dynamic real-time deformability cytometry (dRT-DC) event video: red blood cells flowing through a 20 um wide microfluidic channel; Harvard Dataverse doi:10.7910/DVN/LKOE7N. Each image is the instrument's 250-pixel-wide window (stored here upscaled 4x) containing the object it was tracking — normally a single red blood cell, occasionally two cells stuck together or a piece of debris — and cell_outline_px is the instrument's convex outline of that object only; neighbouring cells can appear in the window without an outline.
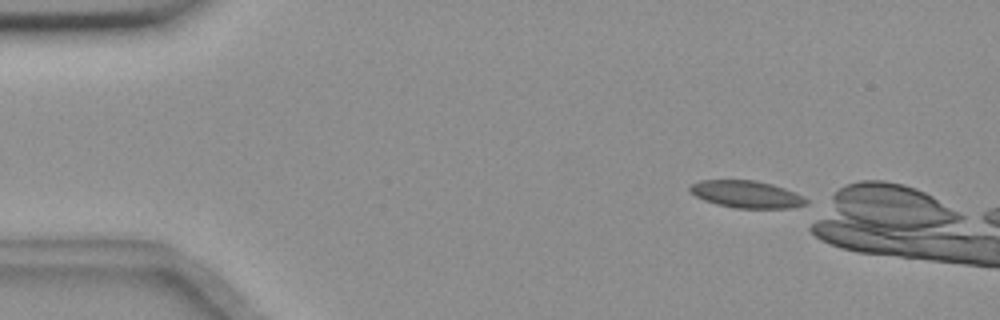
{"species": "common noctule bat (a hibernating species)", "species_latin": "Nyctalus noctula", "temperature_condition": "room temperature", "stored_images_in_passage": 45, "camera_frame_rate_fps": 3000, "um_per_image_px": 0.085, "animal": {"sex": "female", "body_mass_g": 18.4}, "frame": {"image": 1, "passage_image": 2, "time_ms": 0.333, "image_size_px": [1000, 320], "cell_outline_px": [[808, 204], [792, 208], [736, 208], [716, 204], [704, 200], [688, 192], [688, 188], [692, 184], [700, 180], [756, 180], [772, 184], [784, 188], [804, 196], [808, 200]], "centroid_in_image_um": [63.45, 16.51], "position_along_channel_um": 21.5, "area_um2": 18.55}}
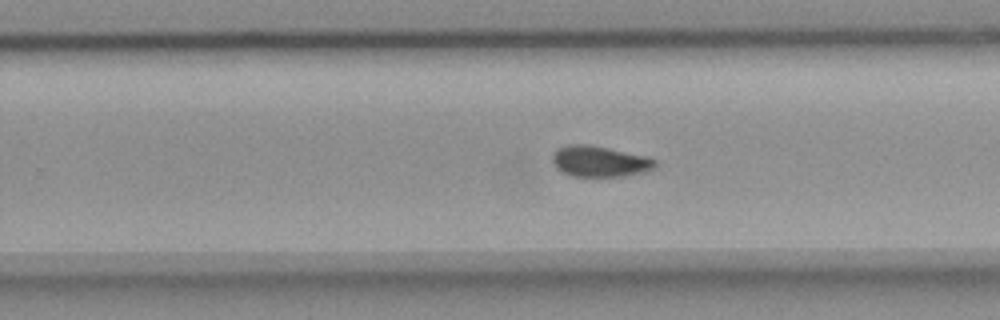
{"frame": {"image": 2, "passage_image": 30, "time_ms": 9.667, "image_size_px": [1000, 320], "cell_outline_px": [[656, 168], [644, 172], [624, 176], [572, 176], [556, 168], [552, 160], [552, 156], [556, 148], [568, 144], [588, 144], [648, 156], [656, 160]], "centroid_in_image_um": [50.98, 13.71], "position_along_channel_um": 278.8, "area_um2": 18.61}}
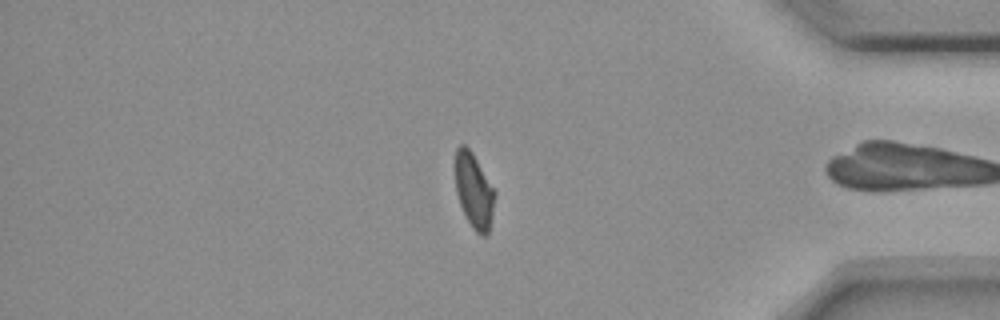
{"frame": {"image": 3, "passage_image": 42, "time_ms": 13.667, "image_size_px": [1000, 320], "cell_outline_px": [[496, 196], [492, 216], [488, 232], [484, 236], [480, 236], [472, 228], [460, 204], [456, 192], [456, 148], [460, 144], [464, 144], [472, 152], [496, 192]], "centroid_in_image_um": [40.3, 16.22], "position_along_channel_um": 394.9, "area_um2": 17.11}}